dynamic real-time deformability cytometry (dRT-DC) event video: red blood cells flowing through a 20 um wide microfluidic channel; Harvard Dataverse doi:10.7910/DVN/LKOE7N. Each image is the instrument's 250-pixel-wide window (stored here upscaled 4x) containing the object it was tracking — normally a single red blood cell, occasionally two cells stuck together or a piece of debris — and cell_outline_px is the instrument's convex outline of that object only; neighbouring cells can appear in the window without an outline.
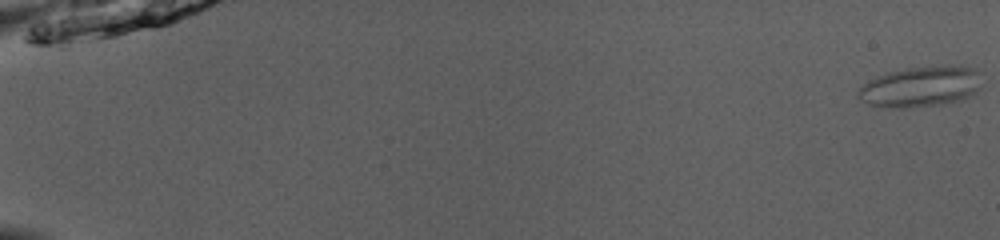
{"species": "common noctule bat (a hibernating species)", "species_latin": "Nyctalus noctula", "temperature_condition": "room temperature", "stored_images_in_passage": 52, "camera_frame_rate_fps": 3000, "um_per_image_px": 0.085, "animal": {"sex": "male", "body_mass_g": 13.0, "forearm_length_mm": 53.1}, "frame": {"image": 1, "passage_image": 1, "time_ms": 0.0, "image_size_px": [1000, 240], "cell_outline_px": [[980, 88], [972, 96], [964, 100], [940, 104], [912, 108], [880, 108], [868, 104], [860, 100], [856, 96], [856, 92], [864, 84], [876, 76], [888, 72], [908, 68], [944, 64], [960, 64], [976, 68], [980, 72]], "centroid_in_image_um": [78.29, 7.36], "position_along_channel_um": 6.7, "area_um2": 30.23}}
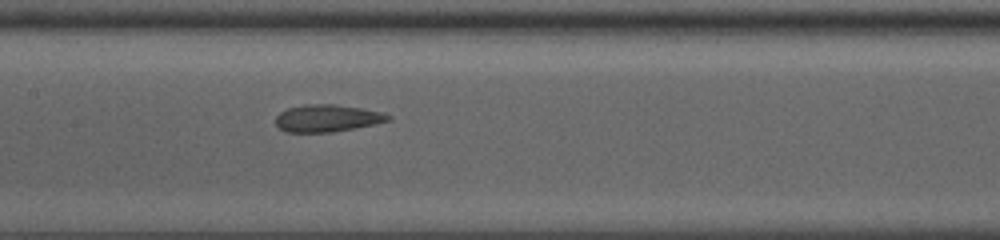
{"frame": {"image": 2, "passage_image": 28, "time_ms": 9.0, "image_size_px": [1000, 240], "cell_outline_px": [[392, 120], [376, 124], [356, 128], [332, 132], [284, 132], [276, 124], [276, 116], [280, 112], [288, 108], [304, 104], [332, 104], [360, 108], [384, 112], [392, 116]], "centroid_in_image_um": [27.85, 10.05], "position_along_channel_um": 179.6, "area_um2": 17.98}}
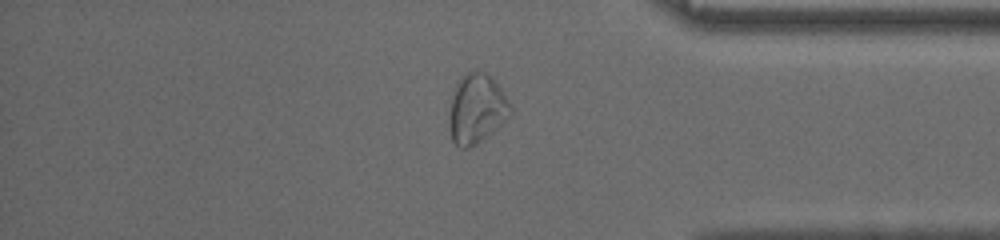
{"frame": {"image": 3, "passage_image": 45, "time_ms": 14.667, "image_size_px": [1000, 240], "cell_outline_px": [[512, 112], [496, 128], [476, 144], [468, 148], [460, 148], [452, 140], [448, 128], [448, 120], [452, 100], [456, 84], [468, 72], [476, 68], [484, 72], [500, 88], [508, 100], [512, 108]], "centroid_in_image_um": [40.49, 9.26], "position_along_channel_um": 394.7, "area_um2": 24.33}}